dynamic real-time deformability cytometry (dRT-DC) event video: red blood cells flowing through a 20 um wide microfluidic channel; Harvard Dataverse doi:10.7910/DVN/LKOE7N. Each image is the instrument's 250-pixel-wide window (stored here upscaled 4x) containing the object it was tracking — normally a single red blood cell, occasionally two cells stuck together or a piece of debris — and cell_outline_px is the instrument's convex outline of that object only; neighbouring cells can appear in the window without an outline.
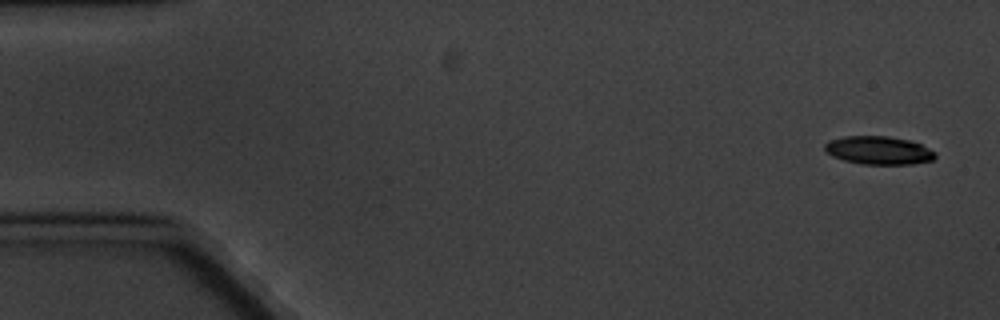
{"species": "common noctule bat (a hibernating species)", "species_latin": "Nyctalus noctula", "temperature_condition": "cold", "stored_images_in_passage": 9, "camera_frame_rate_fps": 3000, "um_per_image_px": 0.085, "animal": {"sex": "male", "body_mass_g": 20.1, "forearm_length_mm": 53.5}, "frame": {"image": 1, "passage_image": 1, "time_ms": 0.0, "image_size_px": [1000, 320], "cell_outline_px": [[936, 156], [932, 160], [912, 164], [864, 164], [844, 160], [832, 156], [824, 148], [824, 144], [828, 140], [844, 136], [888, 136], [908, 140], [920, 144], [936, 152]], "centroid_in_image_um": [74.67, 12.77], "position_along_channel_um": 10.3, "area_um2": 18.09}}
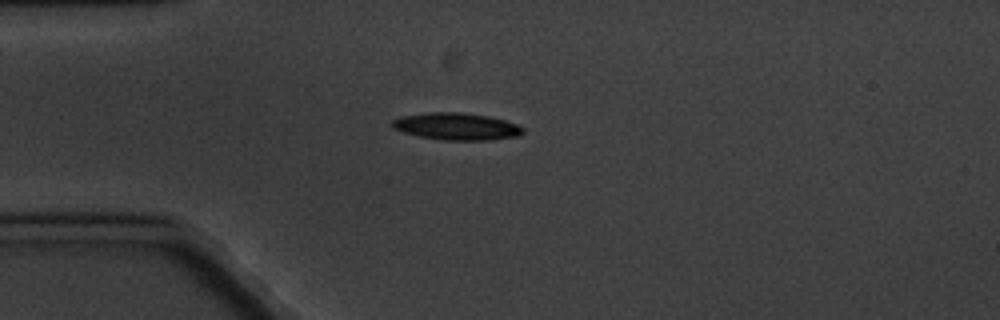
{"frame": {"image": 2, "passage_image": 4, "time_ms": 4.333, "image_size_px": [1000, 320], "cell_outline_px": [[524, 132], [516, 136], [488, 140], [444, 140], [420, 136], [404, 132], [392, 128], [388, 124], [392, 120], [400, 116], [432, 112], [460, 112], [488, 116], [504, 120], [516, 124], [524, 128]], "centroid_in_image_um": [38.76, 10.74], "position_along_channel_um": 46.2, "area_um2": 20.58}}